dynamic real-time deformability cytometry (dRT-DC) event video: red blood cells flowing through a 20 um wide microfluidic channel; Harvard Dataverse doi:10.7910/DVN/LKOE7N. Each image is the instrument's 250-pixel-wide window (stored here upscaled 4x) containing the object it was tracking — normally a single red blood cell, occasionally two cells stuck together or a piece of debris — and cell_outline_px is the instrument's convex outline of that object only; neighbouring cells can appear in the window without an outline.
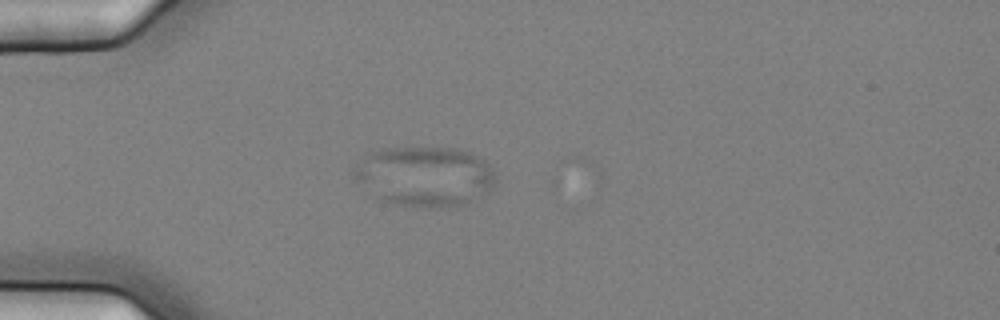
{"species": "common noctule bat (a hibernating species)", "species_latin": "Nyctalus noctula", "temperature_condition": "cold", "stored_images_in_passage": 5, "camera_frame_rate_fps": 3000, "um_per_image_px": 0.085, "animal": {"sex": "female", "body_mass_g": 25.1}, "frame": {"image": 1, "passage_image": 3, "time_ms": 0.667, "image_size_px": [1000, 320], "cell_outline_px": [[496, 180], [492, 188], [488, 192], [468, 204], [440, 208], [392, 204], [376, 200], [352, 180], [348, 172], [356, 164], [372, 152], [384, 148], [460, 148], [484, 160], [488, 164]], "centroid_in_image_um": [36.01, 15.02], "position_along_channel_um": 49.0, "area_um2": 50.34}}